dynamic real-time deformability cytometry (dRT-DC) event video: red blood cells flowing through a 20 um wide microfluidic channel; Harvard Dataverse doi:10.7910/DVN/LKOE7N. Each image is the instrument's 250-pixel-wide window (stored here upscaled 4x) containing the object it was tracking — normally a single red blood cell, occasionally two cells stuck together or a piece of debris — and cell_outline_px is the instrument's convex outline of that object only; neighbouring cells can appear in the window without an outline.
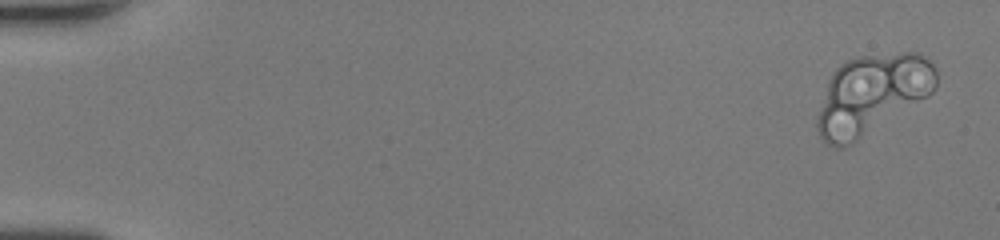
{"species": "human", "species_latin": "Homo sapiens", "temperature_condition": "room temperature", "stored_images_in_passage": 50, "camera_frame_rate_fps": 3000, "um_per_image_px": 0.085, "donor": {"sex": "female"}, "frame": {"image": 1, "passage_image": 1, "time_ms": 0.0, "image_size_px": [1000, 240], "cell_outline_px": [[920, 96], [824, 128], [824, 112], [832, 84], [836, 76], [848, 64], [904, 56], [912, 56]], "centroid_in_image_um": [73.99, 7.51], "position_along_channel_um": 11.0, "area_um2": 31.73}}
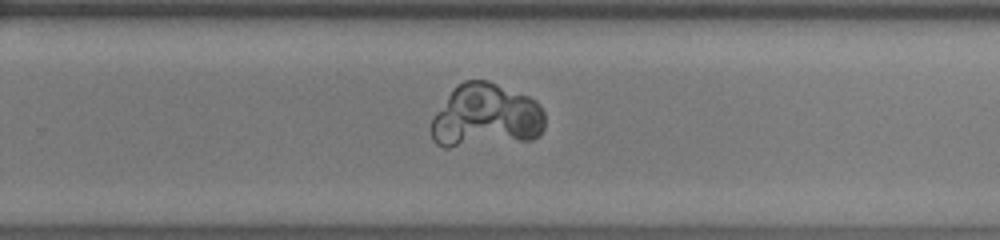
{"frame": {"image": 2, "passage_image": 35, "time_ms": 11.333, "image_size_px": [1000, 240], "cell_outline_px": [[544, 124], [540, 132], [536, 136], [456, 144], [440, 144], [432, 136], [432, 120], [452, 92], [460, 84], [468, 80], [484, 80], [524, 96], [532, 100], [540, 108], [544, 116]], "centroid_in_image_um": [41.28, 9.78], "position_along_channel_um": 288.5, "area_um2": 38.49}}
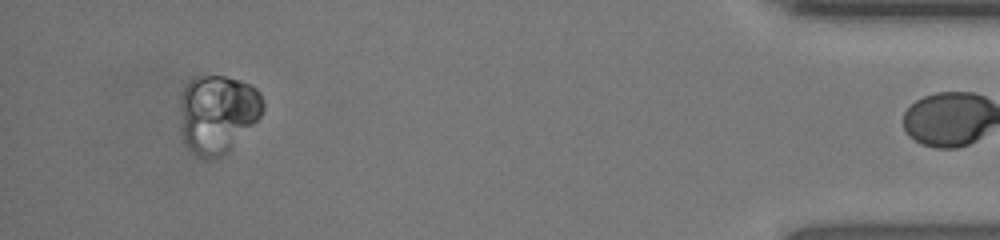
{"frame": {"image": 3, "passage_image": 49, "time_ms": 16.0, "image_size_px": [1000, 240], "cell_outline_px": [[260, 116], [256, 120], [248, 124], [192, 140], [188, 140], [188, 88], [192, 84], [208, 76], [220, 76], [236, 80], [248, 84], [260, 96]], "centroid_in_image_um": [18.73, 9.01], "position_along_channel_um": 416.5, "area_um2": 25.66}}